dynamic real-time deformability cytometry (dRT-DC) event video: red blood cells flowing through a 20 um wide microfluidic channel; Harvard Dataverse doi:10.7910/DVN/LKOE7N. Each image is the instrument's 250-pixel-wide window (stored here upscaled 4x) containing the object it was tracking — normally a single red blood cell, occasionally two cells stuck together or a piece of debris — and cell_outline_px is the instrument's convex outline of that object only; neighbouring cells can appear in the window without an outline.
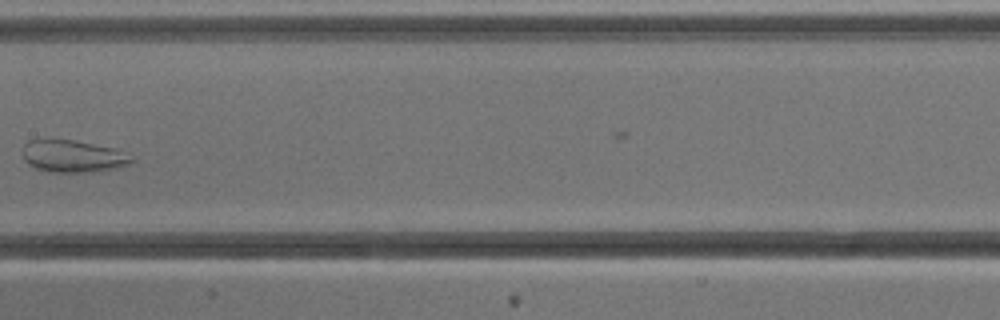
{"species": "common noctule bat (a hibernating species)", "species_latin": "Nyctalus noctula", "temperature_condition": "cold", "stored_images_in_passage": 5, "camera_frame_rate_fps": 3000, "um_per_image_px": 0.085, "animal": {"sex": "male", "body_mass_g": 13.3}, "frame": {"image": 1, "passage_image": 4, "time_ms": 3.667, "image_size_px": [1000, 320], "cell_outline_px": [[136, 160], [128, 164], [116, 168], [88, 172], [52, 172], [36, 168], [28, 164], [24, 160], [24, 144], [28, 140], [48, 136], [76, 140], [116, 148]], "centroid_in_image_um": [6.15, 13.23], "position_along_channel_um": 201.3, "area_um2": 20.98}}